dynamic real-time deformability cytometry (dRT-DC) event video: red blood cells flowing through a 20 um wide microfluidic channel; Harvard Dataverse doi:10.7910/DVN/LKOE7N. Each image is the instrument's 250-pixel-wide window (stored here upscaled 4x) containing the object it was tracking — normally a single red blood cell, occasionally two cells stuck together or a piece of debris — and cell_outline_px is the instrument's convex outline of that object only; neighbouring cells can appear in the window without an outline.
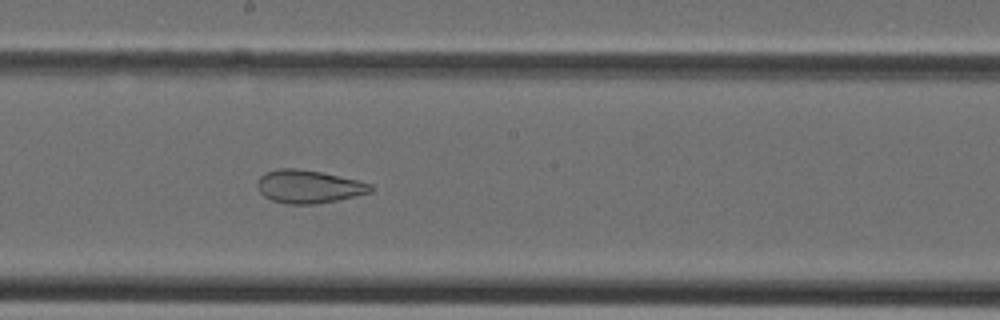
{"species": "Egyptian fruit bat (a non-hibernating species)", "species_latin": "Rousettus aegyptiacus", "temperature_condition": "cold", "stored_images_in_passage": 32, "camera_frame_rate_fps": 3000, "um_per_image_px": 0.085, "animal": {"sex": "female"}, "frame": {"image": 1, "passage_image": 14, "time_ms": 4.333, "image_size_px": [1000, 320], "cell_outline_px": [[376, 188], [372, 192], [356, 196], [316, 204], [284, 204], [272, 200], [264, 196], [260, 192], [256, 184], [260, 176], [264, 172], [280, 168], [296, 168], [320, 172], [356, 180], [372, 184]], "centroid_in_image_um": [26.23, 15.86], "position_along_channel_um": 222.0, "area_um2": 21.91}}
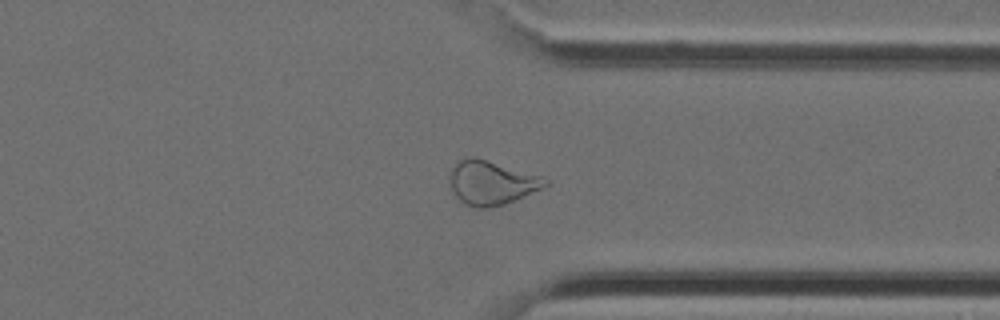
{"frame": {"image": 2, "passage_image": 23, "time_ms": 7.333, "image_size_px": [1000, 320], "cell_outline_px": [[548, 184], [544, 188], [504, 204], [488, 208], [476, 208], [464, 204], [452, 192], [448, 180], [448, 176], [456, 160], [468, 156], [476, 156], [544, 176], [548, 180]], "centroid_in_image_um": [41.75, 15.5], "position_along_channel_um": 369.6, "area_um2": 25.14}}
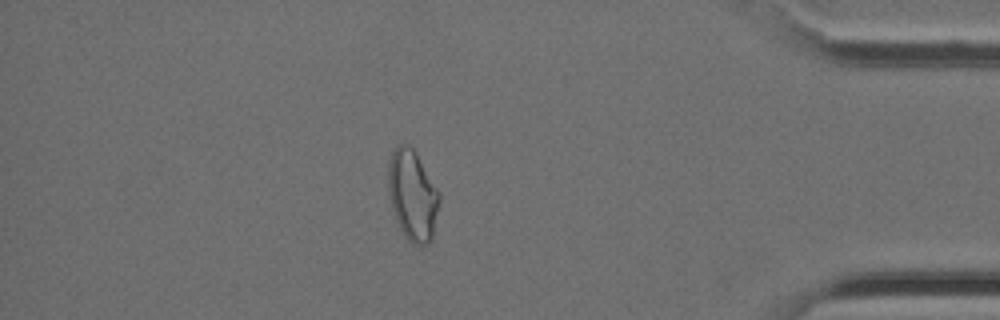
{"frame": {"image": 3, "passage_image": 27, "time_ms": 8.667, "image_size_px": [1000, 320], "cell_outline_px": [[440, 200], [432, 240], [428, 244], [420, 248], [412, 244], [404, 236], [396, 220], [392, 208], [388, 188], [388, 160], [396, 144], [408, 144], [412, 148], [440, 192]], "centroid_in_image_um": [35.07, 16.64], "position_along_channel_um": 400.1, "area_um2": 27.22}}